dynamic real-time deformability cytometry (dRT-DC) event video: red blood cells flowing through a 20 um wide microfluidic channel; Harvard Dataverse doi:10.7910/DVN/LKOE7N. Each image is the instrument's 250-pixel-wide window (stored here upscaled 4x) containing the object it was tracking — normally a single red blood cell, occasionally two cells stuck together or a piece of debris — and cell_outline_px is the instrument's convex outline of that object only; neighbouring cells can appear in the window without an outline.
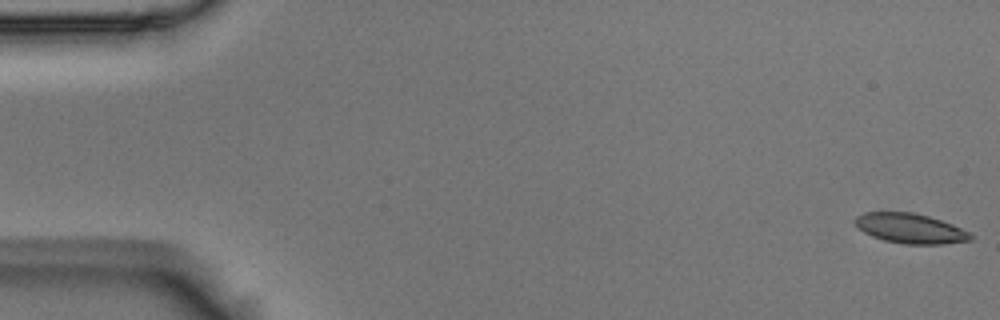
{"species": "Egyptian fruit bat (a non-hibernating species)", "species_latin": "Rousettus aegyptiacus", "temperature_condition": "room temperature", "stored_images_in_passage": 56, "camera_frame_rate_fps": 3000, "um_per_image_px": 0.085, "animal": {"sex": "male"}, "frame": {"image": 1, "passage_image": 1, "time_ms": 0.0, "image_size_px": [1000, 320], "cell_outline_px": [[972, 240], [944, 244], [904, 244], [884, 240], [872, 236], [856, 228], [852, 224], [852, 220], [856, 216], [864, 212], [912, 212], [928, 216], [952, 224], [968, 232], [972, 236]], "centroid_in_image_um": [77.3, 19.41], "position_along_channel_um": 7.7, "area_um2": 20.23}}
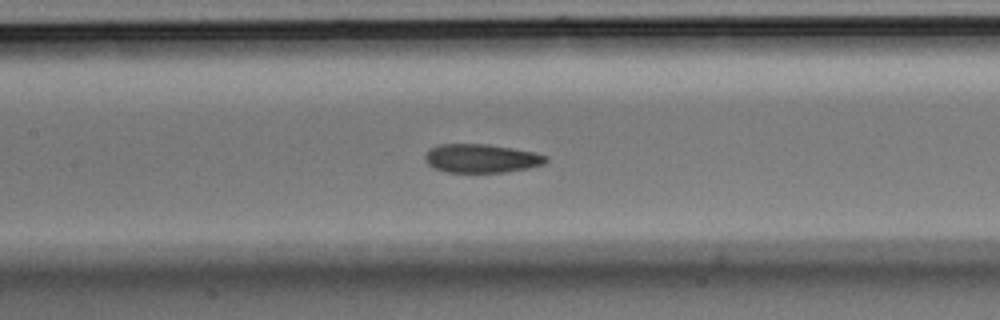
{"frame": {"image": 2, "passage_image": 26, "time_ms": 8.333, "image_size_px": [1000, 320], "cell_outline_px": [[548, 160], [544, 164], [528, 168], [504, 172], [444, 172], [428, 164], [424, 160], [424, 156], [428, 148], [440, 144], [488, 144], [512, 148], [532, 152], [548, 156]], "centroid_in_image_um": [40.89, 13.46], "position_along_channel_um": 166.5, "area_um2": 20.23}}
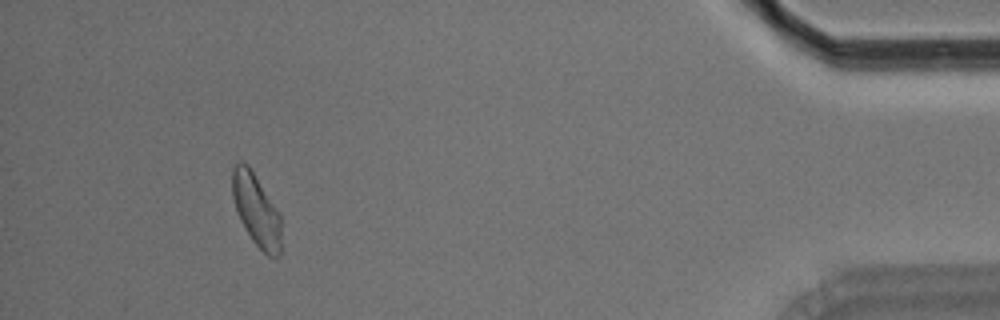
{"frame": {"image": 3, "passage_image": 52, "time_ms": 17.0, "image_size_px": [1000, 320], "cell_outline_px": [[280, 256], [268, 256], [252, 240], [240, 220], [232, 196], [232, 168], [240, 160], [248, 164], [280, 212]], "centroid_in_image_um": [21.78, 17.81], "position_along_channel_um": 413.4, "area_um2": 20.52}, "authors_computed_cell_mechanics": {"area_um2": 20.808, "velocity_mm_per_s": 3.5747, "shape_relaxation_time_tau1_ms": 7.1286, "shape_relaxation_time_tau2_ms": 2.5105, "deformation_change_tau1": 0.1204, "deformation_change_tau2": 0.0737}}